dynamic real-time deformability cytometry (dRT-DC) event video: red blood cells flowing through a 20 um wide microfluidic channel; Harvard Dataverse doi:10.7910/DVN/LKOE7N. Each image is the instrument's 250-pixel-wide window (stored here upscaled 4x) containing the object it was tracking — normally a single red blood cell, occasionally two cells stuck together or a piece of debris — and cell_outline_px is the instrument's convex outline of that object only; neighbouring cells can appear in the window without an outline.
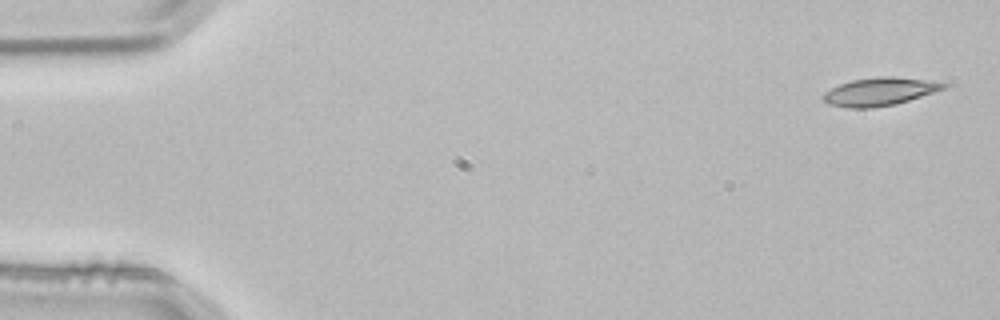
{"species": "common noctule bat (a hibernating species)", "species_latin": "Nyctalus noctula", "temperature_condition": "room temperature", "stored_images_in_passage": 3, "camera_frame_rate_fps": 3000, "um_per_image_px": 0.085, "animal": {"sex": "male", "body_mass_g": 21.5, "forearm_length_mm": 52.0}, "frame": {"image": 1, "passage_image": 1, "time_ms": 0.0, "image_size_px": [1000, 320], "cell_outline_px": [[948, 84], [944, 88], [896, 104], [872, 108], [848, 108], [828, 104], [820, 96], [824, 92], [840, 84], [852, 80], [880, 76], [892, 76]], "centroid_in_image_um": [74.66, 7.8], "position_along_channel_um": 10.3, "area_um2": 19.25}}